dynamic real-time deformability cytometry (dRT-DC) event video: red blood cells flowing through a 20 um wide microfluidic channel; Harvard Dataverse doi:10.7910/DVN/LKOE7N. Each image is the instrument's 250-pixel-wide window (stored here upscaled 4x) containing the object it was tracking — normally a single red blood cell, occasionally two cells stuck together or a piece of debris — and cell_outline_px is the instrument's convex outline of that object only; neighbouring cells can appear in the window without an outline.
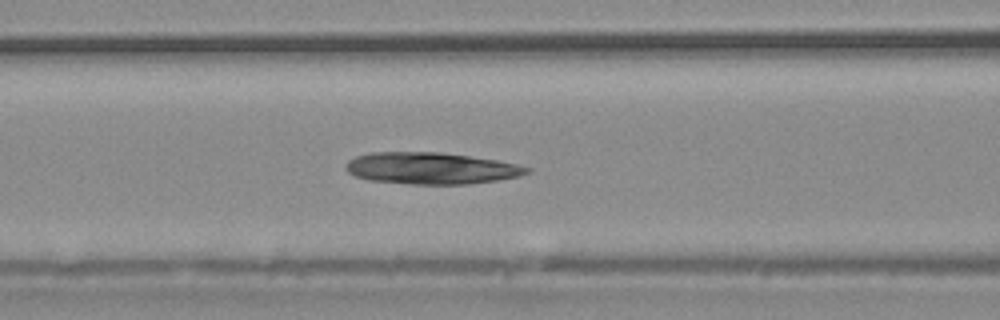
{"species": "common noctule bat (a hibernating species)", "species_latin": "Nyctalus noctula", "temperature_condition": "warm", "stored_images_in_passage": 35, "camera_frame_rate_fps": 3000, "um_per_image_px": 0.085, "animal": {"sex": "male", "body_mass_g": 20.4}, "frame": {"image": 1, "passage_image": 11, "time_ms": 3.333, "image_size_px": [1000, 320], "cell_outline_px": [[532, 172], [520, 176], [496, 180], [468, 184], [408, 184], [368, 180], [356, 176], [348, 172], [344, 168], [344, 164], [348, 160], [356, 156], [372, 152], [440, 152], [496, 160], [516, 164], [532, 168]], "centroid_in_image_um": [36.62, 14.3], "position_along_channel_um": 130.0, "area_um2": 33.52}}